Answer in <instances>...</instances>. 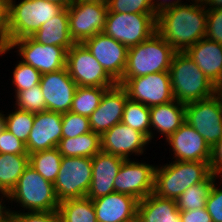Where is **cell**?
Here are the masks:
<instances>
[{
	"mask_svg": "<svg viewBox=\"0 0 222 222\" xmlns=\"http://www.w3.org/2000/svg\"><path fill=\"white\" fill-rule=\"evenodd\" d=\"M193 2V3H192ZM207 9L203 1L169 8L156 16V32L175 52H186L205 37Z\"/></svg>",
	"mask_w": 222,
	"mask_h": 222,
	"instance_id": "1",
	"label": "cell"
},
{
	"mask_svg": "<svg viewBox=\"0 0 222 222\" xmlns=\"http://www.w3.org/2000/svg\"><path fill=\"white\" fill-rule=\"evenodd\" d=\"M211 174L210 162L173 160L156 165L153 194L176 201L187 188L204 182Z\"/></svg>",
	"mask_w": 222,
	"mask_h": 222,
	"instance_id": "2",
	"label": "cell"
},
{
	"mask_svg": "<svg viewBox=\"0 0 222 222\" xmlns=\"http://www.w3.org/2000/svg\"><path fill=\"white\" fill-rule=\"evenodd\" d=\"M169 74L173 97L180 103L188 104L214 95L215 85L186 52L174 53Z\"/></svg>",
	"mask_w": 222,
	"mask_h": 222,
	"instance_id": "3",
	"label": "cell"
},
{
	"mask_svg": "<svg viewBox=\"0 0 222 222\" xmlns=\"http://www.w3.org/2000/svg\"><path fill=\"white\" fill-rule=\"evenodd\" d=\"M174 53L172 46L155 32L147 40L128 48L127 64L122 78L169 71Z\"/></svg>",
	"mask_w": 222,
	"mask_h": 222,
	"instance_id": "4",
	"label": "cell"
},
{
	"mask_svg": "<svg viewBox=\"0 0 222 222\" xmlns=\"http://www.w3.org/2000/svg\"><path fill=\"white\" fill-rule=\"evenodd\" d=\"M10 203H18L23 212L58 211L59 201L54 184L45 180L30 165L19 177L15 188L9 193Z\"/></svg>",
	"mask_w": 222,
	"mask_h": 222,
	"instance_id": "5",
	"label": "cell"
},
{
	"mask_svg": "<svg viewBox=\"0 0 222 222\" xmlns=\"http://www.w3.org/2000/svg\"><path fill=\"white\" fill-rule=\"evenodd\" d=\"M9 0V43L31 37L63 7L47 0Z\"/></svg>",
	"mask_w": 222,
	"mask_h": 222,
	"instance_id": "6",
	"label": "cell"
},
{
	"mask_svg": "<svg viewBox=\"0 0 222 222\" xmlns=\"http://www.w3.org/2000/svg\"><path fill=\"white\" fill-rule=\"evenodd\" d=\"M155 13L108 12L104 33L127 48L140 44L156 32Z\"/></svg>",
	"mask_w": 222,
	"mask_h": 222,
	"instance_id": "7",
	"label": "cell"
},
{
	"mask_svg": "<svg viewBox=\"0 0 222 222\" xmlns=\"http://www.w3.org/2000/svg\"><path fill=\"white\" fill-rule=\"evenodd\" d=\"M92 173V158L62 157L61 167L54 182L58 201L86 197Z\"/></svg>",
	"mask_w": 222,
	"mask_h": 222,
	"instance_id": "8",
	"label": "cell"
},
{
	"mask_svg": "<svg viewBox=\"0 0 222 222\" xmlns=\"http://www.w3.org/2000/svg\"><path fill=\"white\" fill-rule=\"evenodd\" d=\"M21 56V61L34 67L42 75L55 72L66 67L67 50L57 45H44L36 42L31 37L13 40L7 49L0 51V55L6 54L12 49Z\"/></svg>",
	"mask_w": 222,
	"mask_h": 222,
	"instance_id": "9",
	"label": "cell"
},
{
	"mask_svg": "<svg viewBox=\"0 0 222 222\" xmlns=\"http://www.w3.org/2000/svg\"><path fill=\"white\" fill-rule=\"evenodd\" d=\"M117 83L126 90L130 100L142 103L149 108L175 100L169 71L142 77L121 78Z\"/></svg>",
	"mask_w": 222,
	"mask_h": 222,
	"instance_id": "10",
	"label": "cell"
},
{
	"mask_svg": "<svg viewBox=\"0 0 222 222\" xmlns=\"http://www.w3.org/2000/svg\"><path fill=\"white\" fill-rule=\"evenodd\" d=\"M66 68L80 87H113L117 84L82 43H75L67 51Z\"/></svg>",
	"mask_w": 222,
	"mask_h": 222,
	"instance_id": "11",
	"label": "cell"
},
{
	"mask_svg": "<svg viewBox=\"0 0 222 222\" xmlns=\"http://www.w3.org/2000/svg\"><path fill=\"white\" fill-rule=\"evenodd\" d=\"M185 116L211 149L222 138V106L215 95L185 104Z\"/></svg>",
	"mask_w": 222,
	"mask_h": 222,
	"instance_id": "12",
	"label": "cell"
},
{
	"mask_svg": "<svg viewBox=\"0 0 222 222\" xmlns=\"http://www.w3.org/2000/svg\"><path fill=\"white\" fill-rule=\"evenodd\" d=\"M67 9L70 37L75 43L104 31L108 5L75 0Z\"/></svg>",
	"mask_w": 222,
	"mask_h": 222,
	"instance_id": "13",
	"label": "cell"
},
{
	"mask_svg": "<svg viewBox=\"0 0 222 222\" xmlns=\"http://www.w3.org/2000/svg\"><path fill=\"white\" fill-rule=\"evenodd\" d=\"M156 166L130 159L124 160L114 179V192L139 201L153 193Z\"/></svg>",
	"mask_w": 222,
	"mask_h": 222,
	"instance_id": "14",
	"label": "cell"
},
{
	"mask_svg": "<svg viewBox=\"0 0 222 222\" xmlns=\"http://www.w3.org/2000/svg\"><path fill=\"white\" fill-rule=\"evenodd\" d=\"M105 71L118 82L127 64L128 48L112 37L100 32L82 42Z\"/></svg>",
	"mask_w": 222,
	"mask_h": 222,
	"instance_id": "15",
	"label": "cell"
},
{
	"mask_svg": "<svg viewBox=\"0 0 222 222\" xmlns=\"http://www.w3.org/2000/svg\"><path fill=\"white\" fill-rule=\"evenodd\" d=\"M40 86L46 101V109L56 113H67L78 85L70 77L67 68L43 74Z\"/></svg>",
	"mask_w": 222,
	"mask_h": 222,
	"instance_id": "16",
	"label": "cell"
},
{
	"mask_svg": "<svg viewBox=\"0 0 222 222\" xmlns=\"http://www.w3.org/2000/svg\"><path fill=\"white\" fill-rule=\"evenodd\" d=\"M149 139L140 131L118 123L101 135V151L120 156L125 160L134 154L142 155Z\"/></svg>",
	"mask_w": 222,
	"mask_h": 222,
	"instance_id": "17",
	"label": "cell"
},
{
	"mask_svg": "<svg viewBox=\"0 0 222 222\" xmlns=\"http://www.w3.org/2000/svg\"><path fill=\"white\" fill-rule=\"evenodd\" d=\"M128 99L126 90L120 84L108 88L98 108L89 116L91 131L102 135L115 124L121 123Z\"/></svg>",
	"mask_w": 222,
	"mask_h": 222,
	"instance_id": "18",
	"label": "cell"
},
{
	"mask_svg": "<svg viewBox=\"0 0 222 222\" xmlns=\"http://www.w3.org/2000/svg\"><path fill=\"white\" fill-rule=\"evenodd\" d=\"M166 142L172 148L174 160L210 162L211 148L205 139L187 122L170 135Z\"/></svg>",
	"mask_w": 222,
	"mask_h": 222,
	"instance_id": "19",
	"label": "cell"
},
{
	"mask_svg": "<svg viewBox=\"0 0 222 222\" xmlns=\"http://www.w3.org/2000/svg\"><path fill=\"white\" fill-rule=\"evenodd\" d=\"M62 138V114L54 111L35 113L32 130L28 136V154L58 146Z\"/></svg>",
	"mask_w": 222,
	"mask_h": 222,
	"instance_id": "20",
	"label": "cell"
},
{
	"mask_svg": "<svg viewBox=\"0 0 222 222\" xmlns=\"http://www.w3.org/2000/svg\"><path fill=\"white\" fill-rule=\"evenodd\" d=\"M97 222H132L137 219L139 200L118 192L93 199Z\"/></svg>",
	"mask_w": 222,
	"mask_h": 222,
	"instance_id": "21",
	"label": "cell"
},
{
	"mask_svg": "<svg viewBox=\"0 0 222 222\" xmlns=\"http://www.w3.org/2000/svg\"><path fill=\"white\" fill-rule=\"evenodd\" d=\"M125 159L100 151L92 157V181L86 197L91 200L114 192V179Z\"/></svg>",
	"mask_w": 222,
	"mask_h": 222,
	"instance_id": "22",
	"label": "cell"
},
{
	"mask_svg": "<svg viewBox=\"0 0 222 222\" xmlns=\"http://www.w3.org/2000/svg\"><path fill=\"white\" fill-rule=\"evenodd\" d=\"M186 53L214 85L222 80V44L204 37Z\"/></svg>",
	"mask_w": 222,
	"mask_h": 222,
	"instance_id": "23",
	"label": "cell"
},
{
	"mask_svg": "<svg viewBox=\"0 0 222 222\" xmlns=\"http://www.w3.org/2000/svg\"><path fill=\"white\" fill-rule=\"evenodd\" d=\"M184 122H186L185 104L177 100L150 107L151 140H153L155 131L167 139Z\"/></svg>",
	"mask_w": 222,
	"mask_h": 222,
	"instance_id": "24",
	"label": "cell"
},
{
	"mask_svg": "<svg viewBox=\"0 0 222 222\" xmlns=\"http://www.w3.org/2000/svg\"><path fill=\"white\" fill-rule=\"evenodd\" d=\"M137 220L139 222H182L176 201L158 197L153 193L138 202Z\"/></svg>",
	"mask_w": 222,
	"mask_h": 222,
	"instance_id": "25",
	"label": "cell"
},
{
	"mask_svg": "<svg viewBox=\"0 0 222 222\" xmlns=\"http://www.w3.org/2000/svg\"><path fill=\"white\" fill-rule=\"evenodd\" d=\"M31 38L44 45H57L67 51L75 44L70 37L68 9L63 8L57 15L40 26Z\"/></svg>",
	"mask_w": 222,
	"mask_h": 222,
	"instance_id": "26",
	"label": "cell"
},
{
	"mask_svg": "<svg viewBox=\"0 0 222 222\" xmlns=\"http://www.w3.org/2000/svg\"><path fill=\"white\" fill-rule=\"evenodd\" d=\"M63 157H90L101 151V135L90 131L74 138H61L57 146Z\"/></svg>",
	"mask_w": 222,
	"mask_h": 222,
	"instance_id": "27",
	"label": "cell"
},
{
	"mask_svg": "<svg viewBox=\"0 0 222 222\" xmlns=\"http://www.w3.org/2000/svg\"><path fill=\"white\" fill-rule=\"evenodd\" d=\"M29 166V155L0 153V191L10 193Z\"/></svg>",
	"mask_w": 222,
	"mask_h": 222,
	"instance_id": "28",
	"label": "cell"
},
{
	"mask_svg": "<svg viewBox=\"0 0 222 222\" xmlns=\"http://www.w3.org/2000/svg\"><path fill=\"white\" fill-rule=\"evenodd\" d=\"M60 222H97L93 201L88 197L59 202Z\"/></svg>",
	"mask_w": 222,
	"mask_h": 222,
	"instance_id": "29",
	"label": "cell"
},
{
	"mask_svg": "<svg viewBox=\"0 0 222 222\" xmlns=\"http://www.w3.org/2000/svg\"><path fill=\"white\" fill-rule=\"evenodd\" d=\"M62 155L58 148L29 154V165L45 180L54 184L61 167Z\"/></svg>",
	"mask_w": 222,
	"mask_h": 222,
	"instance_id": "30",
	"label": "cell"
},
{
	"mask_svg": "<svg viewBox=\"0 0 222 222\" xmlns=\"http://www.w3.org/2000/svg\"><path fill=\"white\" fill-rule=\"evenodd\" d=\"M216 176L211 174L204 182L194 184L187 188L176 200L179 211H189L204 208L211 188L216 182Z\"/></svg>",
	"mask_w": 222,
	"mask_h": 222,
	"instance_id": "31",
	"label": "cell"
},
{
	"mask_svg": "<svg viewBox=\"0 0 222 222\" xmlns=\"http://www.w3.org/2000/svg\"><path fill=\"white\" fill-rule=\"evenodd\" d=\"M111 87H80L73 97L70 111L88 117L98 108L105 91Z\"/></svg>",
	"mask_w": 222,
	"mask_h": 222,
	"instance_id": "32",
	"label": "cell"
},
{
	"mask_svg": "<svg viewBox=\"0 0 222 222\" xmlns=\"http://www.w3.org/2000/svg\"><path fill=\"white\" fill-rule=\"evenodd\" d=\"M122 123L143 133L151 142L150 108L142 103L127 100Z\"/></svg>",
	"mask_w": 222,
	"mask_h": 222,
	"instance_id": "33",
	"label": "cell"
},
{
	"mask_svg": "<svg viewBox=\"0 0 222 222\" xmlns=\"http://www.w3.org/2000/svg\"><path fill=\"white\" fill-rule=\"evenodd\" d=\"M14 110L15 111L12 112L10 111L9 114H4L5 128L26 144L33 127L35 113L24 111L19 108Z\"/></svg>",
	"mask_w": 222,
	"mask_h": 222,
	"instance_id": "34",
	"label": "cell"
},
{
	"mask_svg": "<svg viewBox=\"0 0 222 222\" xmlns=\"http://www.w3.org/2000/svg\"><path fill=\"white\" fill-rule=\"evenodd\" d=\"M14 98L16 99L15 106H13L15 108L32 113H40L47 110L46 101L42 94L40 84L32 87L31 89L19 91L16 95H14Z\"/></svg>",
	"mask_w": 222,
	"mask_h": 222,
	"instance_id": "35",
	"label": "cell"
},
{
	"mask_svg": "<svg viewBox=\"0 0 222 222\" xmlns=\"http://www.w3.org/2000/svg\"><path fill=\"white\" fill-rule=\"evenodd\" d=\"M13 69L12 85H14L15 95L19 91L31 89L40 84L42 74L34 67L19 61Z\"/></svg>",
	"mask_w": 222,
	"mask_h": 222,
	"instance_id": "36",
	"label": "cell"
},
{
	"mask_svg": "<svg viewBox=\"0 0 222 222\" xmlns=\"http://www.w3.org/2000/svg\"><path fill=\"white\" fill-rule=\"evenodd\" d=\"M90 131L88 117L71 111L62 114V138H74Z\"/></svg>",
	"mask_w": 222,
	"mask_h": 222,
	"instance_id": "37",
	"label": "cell"
},
{
	"mask_svg": "<svg viewBox=\"0 0 222 222\" xmlns=\"http://www.w3.org/2000/svg\"><path fill=\"white\" fill-rule=\"evenodd\" d=\"M108 12L154 13L152 0H110Z\"/></svg>",
	"mask_w": 222,
	"mask_h": 222,
	"instance_id": "38",
	"label": "cell"
},
{
	"mask_svg": "<svg viewBox=\"0 0 222 222\" xmlns=\"http://www.w3.org/2000/svg\"><path fill=\"white\" fill-rule=\"evenodd\" d=\"M11 222H60L58 211L20 212L11 210Z\"/></svg>",
	"mask_w": 222,
	"mask_h": 222,
	"instance_id": "39",
	"label": "cell"
},
{
	"mask_svg": "<svg viewBox=\"0 0 222 222\" xmlns=\"http://www.w3.org/2000/svg\"><path fill=\"white\" fill-rule=\"evenodd\" d=\"M205 37L222 44V9H207Z\"/></svg>",
	"mask_w": 222,
	"mask_h": 222,
	"instance_id": "40",
	"label": "cell"
},
{
	"mask_svg": "<svg viewBox=\"0 0 222 222\" xmlns=\"http://www.w3.org/2000/svg\"><path fill=\"white\" fill-rule=\"evenodd\" d=\"M0 153L29 155L26 150V145L6 128L0 133Z\"/></svg>",
	"mask_w": 222,
	"mask_h": 222,
	"instance_id": "41",
	"label": "cell"
},
{
	"mask_svg": "<svg viewBox=\"0 0 222 222\" xmlns=\"http://www.w3.org/2000/svg\"><path fill=\"white\" fill-rule=\"evenodd\" d=\"M206 210L213 222H222V189L214 182L206 201Z\"/></svg>",
	"mask_w": 222,
	"mask_h": 222,
	"instance_id": "42",
	"label": "cell"
},
{
	"mask_svg": "<svg viewBox=\"0 0 222 222\" xmlns=\"http://www.w3.org/2000/svg\"><path fill=\"white\" fill-rule=\"evenodd\" d=\"M9 0H0V51L9 46Z\"/></svg>",
	"mask_w": 222,
	"mask_h": 222,
	"instance_id": "43",
	"label": "cell"
},
{
	"mask_svg": "<svg viewBox=\"0 0 222 222\" xmlns=\"http://www.w3.org/2000/svg\"><path fill=\"white\" fill-rule=\"evenodd\" d=\"M210 169L214 176L222 178V138L211 149Z\"/></svg>",
	"mask_w": 222,
	"mask_h": 222,
	"instance_id": "44",
	"label": "cell"
},
{
	"mask_svg": "<svg viewBox=\"0 0 222 222\" xmlns=\"http://www.w3.org/2000/svg\"><path fill=\"white\" fill-rule=\"evenodd\" d=\"M182 222H213L209 212L204 208L180 211Z\"/></svg>",
	"mask_w": 222,
	"mask_h": 222,
	"instance_id": "45",
	"label": "cell"
},
{
	"mask_svg": "<svg viewBox=\"0 0 222 222\" xmlns=\"http://www.w3.org/2000/svg\"><path fill=\"white\" fill-rule=\"evenodd\" d=\"M168 1V2H167ZM154 13L159 15L161 12L176 7L178 5L184 4L181 0H152Z\"/></svg>",
	"mask_w": 222,
	"mask_h": 222,
	"instance_id": "46",
	"label": "cell"
},
{
	"mask_svg": "<svg viewBox=\"0 0 222 222\" xmlns=\"http://www.w3.org/2000/svg\"><path fill=\"white\" fill-rule=\"evenodd\" d=\"M0 222H8L10 221V215H11V209L6 207V204L3 202V199H6L5 201H7L8 199H10V194L0 191Z\"/></svg>",
	"mask_w": 222,
	"mask_h": 222,
	"instance_id": "47",
	"label": "cell"
},
{
	"mask_svg": "<svg viewBox=\"0 0 222 222\" xmlns=\"http://www.w3.org/2000/svg\"><path fill=\"white\" fill-rule=\"evenodd\" d=\"M206 9H222V0H203Z\"/></svg>",
	"mask_w": 222,
	"mask_h": 222,
	"instance_id": "48",
	"label": "cell"
},
{
	"mask_svg": "<svg viewBox=\"0 0 222 222\" xmlns=\"http://www.w3.org/2000/svg\"><path fill=\"white\" fill-rule=\"evenodd\" d=\"M214 95L218 98L220 105L222 106V80L215 85Z\"/></svg>",
	"mask_w": 222,
	"mask_h": 222,
	"instance_id": "49",
	"label": "cell"
},
{
	"mask_svg": "<svg viewBox=\"0 0 222 222\" xmlns=\"http://www.w3.org/2000/svg\"><path fill=\"white\" fill-rule=\"evenodd\" d=\"M52 3H56L63 8H68L75 0H47Z\"/></svg>",
	"mask_w": 222,
	"mask_h": 222,
	"instance_id": "50",
	"label": "cell"
},
{
	"mask_svg": "<svg viewBox=\"0 0 222 222\" xmlns=\"http://www.w3.org/2000/svg\"><path fill=\"white\" fill-rule=\"evenodd\" d=\"M5 128V116L4 112L0 110V133L3 131Z\"/></svg>",
	"mask_w": 222,
	"mask_h": 222,
	"instance_id": "51",
	"label": "cell"
},
{
	"mask_svg": "<svg viewBox=\"0 0 222 222\" xmlns=\"http://www.w3.org/2000/svg\"><path fill=\"white\" fill-rule=\"evenodd\" d=\"M83 2H92V3H101L104 5H108L110 0H80Z\"/></svg>",
	"mask_w": 222,
	"mask_h": 222,
	"instance_id": "52",
	"label": "cell"
}]
</instances>
